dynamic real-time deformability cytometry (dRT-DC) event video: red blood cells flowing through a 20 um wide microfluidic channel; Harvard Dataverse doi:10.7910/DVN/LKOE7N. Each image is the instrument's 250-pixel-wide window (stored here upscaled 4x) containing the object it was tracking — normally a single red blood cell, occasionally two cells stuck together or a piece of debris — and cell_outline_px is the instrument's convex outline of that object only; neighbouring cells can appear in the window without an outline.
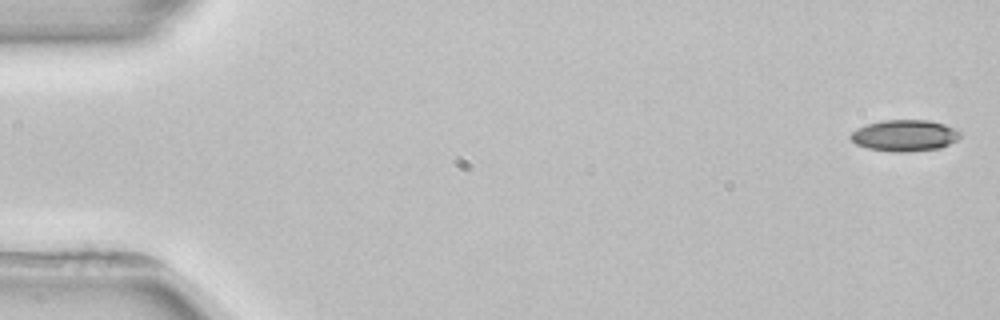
{"species": "common noctule bat (a hibernating species)", "species_latin": "Nyctalus noctula", "temperature_condition": "room temperature", "stored_images_in_passage": 4, "camera_frame_rate_fps": 3000, "um_per_image_px": 0.085, "animal": {"sex": "female", "body_mass_g": 22.7, "forearm_length_mm": 54.2}, "frame": {"image": 1, "passage_image": 1, "time_ms": 0.0, "image_size_px": [1000, 320], "cell_outline_px": [[960, 136], [956, 140], [940, 148], [912, 152], [892, 152], [868, 148], [856, 144], [848, 136], [856, 128], [868, 124], [884, 120], [928, 120], [944, 124], [956, 128], [960, 132]], "centroid_in_image_um": [76.89, 11.52], "position_along_channel_um": 8.1, "area_um2": 20.11}}
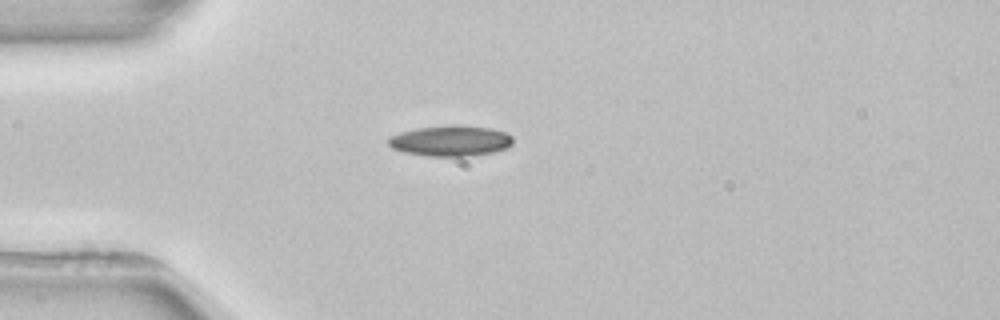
{"frame": {"image": 2, "passage_image": 4, "time_ms": 4.333, "image_size_px": [1000, 320], "cell_outline_px": [[512, 144], [508, 148], [492, 152], [468, 156], [428, 156], [404, 152], [392, 148], [388, 144], [388, 136], [400, 132], [416, 128], [452, 124], [456, 124], [488, 128], [504, 132], [512, 136]], "centroid_in_image_um": [38.27, 11.96], "position_along_channel_um": 46.7, "area_um2": 22.37}}